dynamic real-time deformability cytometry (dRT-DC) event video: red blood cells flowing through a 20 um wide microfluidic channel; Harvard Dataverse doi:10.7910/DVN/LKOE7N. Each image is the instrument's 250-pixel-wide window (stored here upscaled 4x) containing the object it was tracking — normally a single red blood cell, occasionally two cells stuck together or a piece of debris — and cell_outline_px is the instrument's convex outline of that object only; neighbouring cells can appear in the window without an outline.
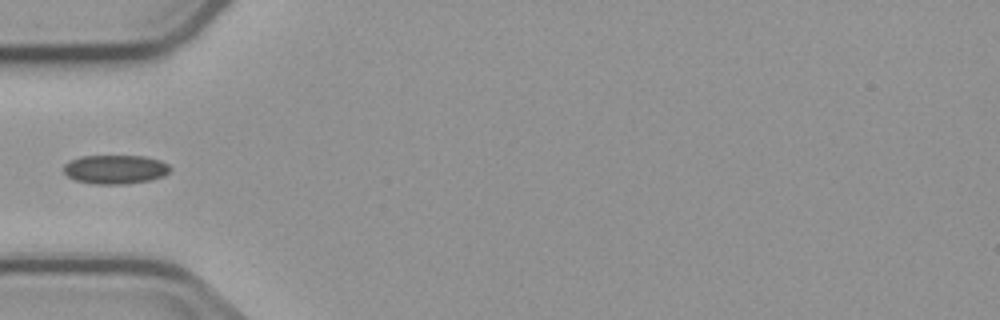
{"species": "common noctule bat (a hibernating species)", "species_latin": "Nyctalus noctula", "temperature_condition": "cold", "stored_images_in_passage": 6, "camera_frame_rate_fps": 3000, "um_per_image_px": 0.085, "animal": {"sex": "male", "body_mass_g": 23.1, "forearm_length_mm": 52.7}, "frame": {"image": 1, "passage_image": 5, "time_ms": 5.667, "image_size_px": [1000, 320], "cell_outline_px": [[172, 168], [164, 176], [152, 180], [124, 184], [92, 184], [76, 180], [68, 176], [64, 172], [64, 164], [80, 156], [144, 156], [160, 160], [168, 164]], "centroid_in_image_um": [9.82, 14.4], "position_along_channel_um": 75.2, "area_um2": 18.03}}
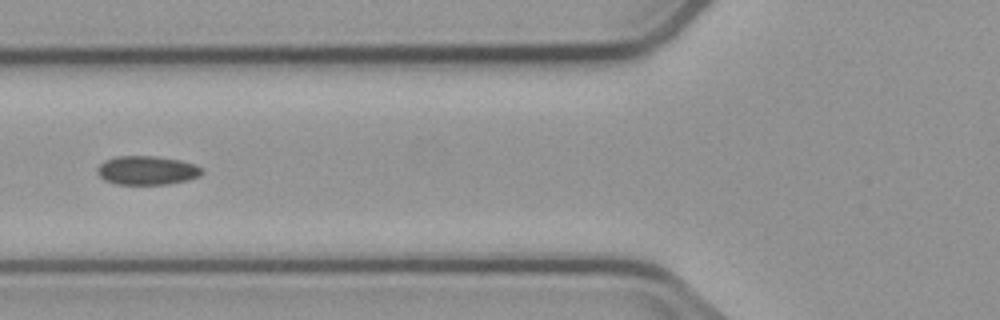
{"frame": {"image": 2, "passage_image": 6, "time_ms": 6.667, "image_size_px": [1000, 320], "cell_outline_px": [[204, 172], [200, 176], [188, 180], [168, 184], [116, 184], [104, 180], [96, 172], [96, 168], [104, 160], [116, 156], [152, 156], [180, 160], [192, 164], [200, 168]], "centroid_in_image_um": [12.45, 14.48], "position_along_channel_um": 113.3, "area_um2": 17.57}}